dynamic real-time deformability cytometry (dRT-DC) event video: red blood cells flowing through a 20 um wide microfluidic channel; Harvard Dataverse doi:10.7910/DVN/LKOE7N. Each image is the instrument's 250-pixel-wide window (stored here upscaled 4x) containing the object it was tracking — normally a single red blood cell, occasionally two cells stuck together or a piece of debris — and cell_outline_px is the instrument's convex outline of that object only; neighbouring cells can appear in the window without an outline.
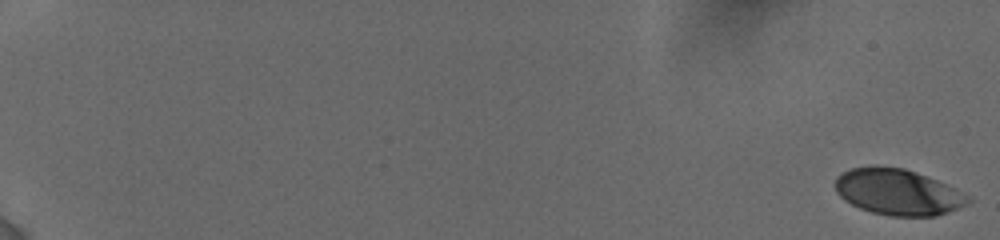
{"species": "human", "species_latin": "Homo sapiens", "temperature_condition": "cold", "stored_images_in_passage": 37, "camera_frame_rate_fps": 3000, "um_per_image_px": 0.085, "donor": {"sex": "female"}, "frame": {"image": 1, "passage_image": 1, "time_ms": 0.0, "image_size_px": [1000, 240], "cell_outline_px": [[972, 200], [968, 204], [948, 212], [936, 216], [888, 216], [872, 212], [860, 208], [844, 200], [836, 192], [836, 176], [852, 168], [872, 164], [876, 164], [904, 168], [916, 172], [956, 188], [968, 196]], "centroid_in_image_um": [76.31, 16.31], "position_along_channel_um": 8.7, "area_um2": 35.89}}
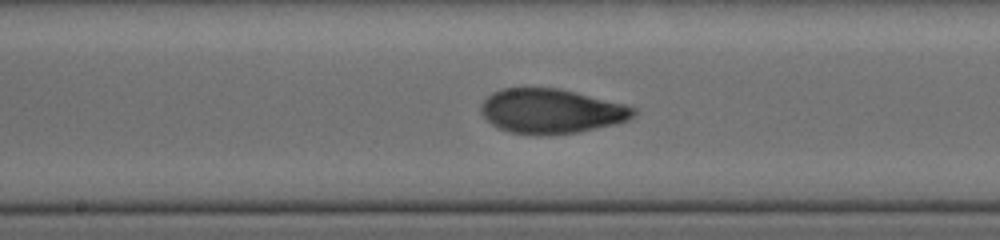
{"frame": {"image": 2, "passage_image": 22, "time_ms": 11.0, "image_size_px": [1000, 240], "cell_outline_px": [[636, 112], [628, 120], [616, 124], [576, 132], [548, 136], [536, 136], [512, 132], [500, 128], [492, 124], [480, 112], [480, 104], [492, 92], [504, 88], [556, 88], [576, 92], [624, 104], [636, 108]], "centroid_in_image_um": [46.84, 9.46], "position_along_channel_um": 201.4, "area_um2": 39.65}}
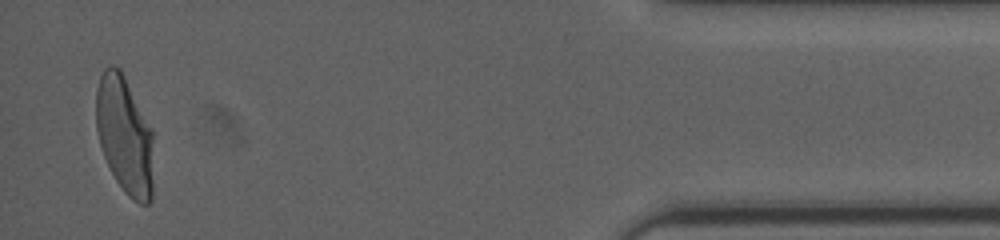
{"frame": {"image": 3, "passage_image": 37, "time_ms": 18.333, "image_size_px": [1000, 240], "cell_outline_px": [[152, 200], [148, 204], [140, 204], [132, 200], [124, 192], [116, 180], [104, 156], [100, 144], [96, 128], [96, 88], [100, 76], [104, 68], [112, 64], [120, 68], [152, 128]], "centroid_in_image_um": [10.59, 11.48], "position_along_channel_um": 424.6, "area_um2": 39.48}, "authors_computed_cell_mechanics": {"area_um2": 38.6104, "velocity_mm_per_s": 3.8334, "shape_relaxation_time_tau1_ms": 5.2823, "shape_relaxation_time_tau2_ms": null, "deformation_change_tau1": 0.1734, "deformation_change_tau2": null}}